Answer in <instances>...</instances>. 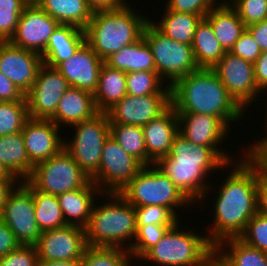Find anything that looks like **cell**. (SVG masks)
Returning a JSON list of instances; mask_svg holds the SVG:
<instances>
[{
    "label": "cell",
    "mask_w": 267,
    "mask_h": 266,
    "mask_svg": "<svg viewBox=\"0 0 267 266\" xmlns=\"http://www.w3.org/2000/svg\"><path fill=\"white\" fill-rule=\"evenodd\" d=\"M221 185L215 200L211 233L206 235L216 246L222 240L238 238L249 220L258 213L260 170L245 154Z\"/></svg>",
    "instance_id": "6da1fadb"
},
{
    "label": "cell",
    "mask_w": 267,
    "mask_h": 266,
    "mask_svg": "<svg viewBox=\"0 0 267 266\" xmlns=\"http://www.w3.org/2000/svg\"><path fill=\"white\" fill-rule=\"evenodd\" d=\"M218 148L194 145L178 133L168 155L159 158L154 164L167 175L192 205L196 200L203 202L202 198H206V191L210 189L205 179L209 172L223 166L227 168L229 164L234 165L232 156H228L224 148L223 151Z\"/></svg>",
    "instance_id": "7a4b0ae2"
},
{
    "label": "cell",
    "mask_w": 267,
    "mask_h": 266,
    "mask_svg": "<svg viewBox=\"0 0 267 266\" xmlns=\"http://www.w3.org/2000/svg\"><path fill=\"white\" fill-rule=\"evenodd\" d=\"M171 105L177 113H198L218 117L230 124L242 119L243 110L229 95L213 69L199 68L171 86Z\"/></svg>",
    "instance_id": "3957f363"
},
{
    "label": "cell",
    "mask_w": 267,
    "mask_h": 266,
    "mask_svg": "<svg viewBox=\"0 0 267 266\" xmlns=\"http://www.w3.org/2000/svg\"><path fill=\"white\" fill-rule=\"evenodd\" d=\"M130 7L127 5L119 10L93 12L84 30L86 43L102 61L143 37L150 18L139 15Z\"/></svg>",
    "instance_id": "277c9868"
},
{
    "label": "cell",
    "mask_w": 267,
    "mask_h": 266,
    "mask_svg": "<svg viewBox=\"0 0 267 266\" xmlns=\"http://www.w3.org/2000/svg\"><path fill=\"white\" fill-rule=\"evenodd\" d=\"M104 195L108 196L109 201L93 206L89 224L85 228L86 243L88 246L128 250L124 243L133 241L137 231L135 207L119 193H103L102 197Z\"/></svg>",
    "instance_id": "5b68a950"
},
{
    "label": "cell",
    "mask_w": 267,
    "mask_h": 266,
    "mask_svg": "<svg viewBox=\"0 0 267 266\" xmlns=\"http://www.w3.org/2000/svg\"><path fill=\"white\" fill-rule=\"evenodd\" d=\"M179 223L170 228L141 260L159 266H206L215 255V246L205 235L181 232Z\"/></svg>",
    "instance_id": "8992f818"
},
{
    "label": "cell",
    "mask_w": 267,
    "mask_h": 266,
    "mask_svg": "<svg viewBox=\"0 0 267 266\" xmlns=\"http://www.w3.org/2000/svg\"><path fill=\"white\" fill-rule=\"evenodd\" d=\"M149 166H144L120 191L119 194L128 203L134 207L161 205L175 214L174 208L185 207L191 203L155 164Z\"/></svg>",
    "instance_id": "52a82bcc"
},
{
    "label": "cell",
    "mask_w": 267,
    "mask_h": 266,
    "mask_svg": "<svg viewBox=\"0 0 267 266\" xmlns=\"http://www.w3.org/2000/svg\"><path fill=\"white\" fill-rule=\"evenodd\" d=\"M143 37L150 46L156 72L161 79L168 78L171 87L177 80L199 69L191 45L176 42L160 32L150 20Z\"/></svg>",
    "instance_id": "ba28073f"
},
{
    "label": "cell",
    "mask_w": 267,
    "mask_h": 266,
    "mask_svg": "<svg viewBox=\"0 0 267 266\" xmlns=\"http://www.w3.org/2000/svg\"><path fill=\"white\" fill-rule=\"evenodd\" d=\"M90 180L64 148L36 164L27 179L36 190L55 196L80 189Z\"/></svg>",
    "instance_id": "9c48e42d"
},
{
    "label": "cell",
    "mask_w": 267,
    "mask_h": 266,
    "mask_svg": "<svg viewBox=\"0 0 267 266\" xmlns=\"http://www.w3.org/2000/svg\"><path fill=\"white\" fill-rule=\"evenodd\" d=\"M72 126L75 128L73 140L64 142V149L91 178L99 170L103 146L110 136L108 115L99 112L93 118Z\"/></svg>",
    "instance_id": "30bf717a"
},
{
    "label": "cell",
    "mask_w": 267,
    "mask_h": 266,
    "mask_svg": "<svg viewBox=\"0 0 267 266\" xmlns=\"http://www.w3.org/2000/svg\"><path fill=\"white\" fill-rule=\"evenodd\" d=\"M143 167L109 136L103 146L99 170L90 179L101 193H120Z\"/></svg>",
    "instance_id": "8fae6325"
},
{
    "label": "cell",
    "mask_w": 267,
    "mask_h": 266,
    "mask_svg": "<svg viewBox=\"0 0 267 266\" xmlns=\"http://www.w3.org/2000/svg\"><path fill=\"white\" fill-rule=\"evenodd\" d=\"M15 189L9 194L0 218L20 245L35 246L41 231L35 218L33 195L22 182Z\"/></svg>",
    "instance_id": "7c38bea8"
},
{
    "label": "cell",
    "mask_w": 267,
    "mask_h": 266,
    "mask_svg": "<svg viewBox=\"0 0 267 266\" xmlns=\"http://www.w3.org/2000/svg\"><path fill=\"white\" fill-rule=\"evenodd\" d=\"M69 88L68 81L56 68L43 63L31 89L25 94L29 118L50 119Z\"/></svg>",
    "instance_id": "4fadbf2b"
},
{
    "label": "cell",
    "mask_w": 267,
    "mask_h": 266,
    "mask_svg": "<svg viewBox=\"0 0 267 266\" xmlns=\"http://www.w3.org/2000/svg\"><path fill=\"white\" fill-rule=\"evenodd\" d=\"M212 69L218 75L229 95L243 110L259 95L260 91L255 82L252 62L226 52Z\"/></svg>",
    "instance_id": "5bb4252c"
},
{
    "label": "cell",
    "mask_w": 267,
    "mask_h": 266,
    "mask_svg": "<svg viewBox=\"0 0 267 266\" xmlns=\"http://www.w3.org/2000/svg\"><path fill=\"white\" fill-rule=\"evenodd\" d=\"M35 246L39 261H81L88 246L85 228L67 225L41 232Z\"/></svg>",
    "instance_id": "9a60e30c"
},
{
    "label": "cell",
    "mask_w": 267,
    "mask_h": 266,
    "mask_svg": "<svg viewBox=\"0 0 267 266\" xmlns=\"http://www.w3.org/2000/svg\"><path fill=\"white\" fill-rule=\"evenodd\" d=\"M59 22L43 11L38 5H27L9 42L40 55Z\"/></svg>",
    "instance_id": "2e32d148"
},
{
    "label": "cell",
    "mask_w": 267,
    "mask_h": 266,
    "mask_svg": "<svg viewBox=\"0 0 267 266\" xmlns=\"http://www.w3.org/2000/svg\"><path fill=\"white\" fill-rule=\"evenodd\" d=\"M171 105V95H143L134 97L126 94L106 113L110 123L143 127L161 115Z\"/></svg>",
    "instance_id": "e0dca14e"
},
{
    "label": "cell",
    "mask_w": 267,
    "mask_h": 266,
    "mask_svg": "<svg viewBox=\"0 0 267 266\" xmlns=\"http://www.w3.org/2000/svg\"><path fill=\"white\" fill-rule=\"evenodd\" d=\"M42 64L39 53L0 41V72L24 94L31 89Z\"/></svg>",
    "instance_id": "ac0fdd59"
},
{
    "label": "cell",
    "mask_w": 267,
    "mask_h": 266,
    "mask_svg": "<svg viewBox=\"0 0 267 266\" xmlns=\"http://www.w3.org/2000/svg\"><path fill=\"white\" fill-rule=\"evenodd\" d=\"M58 128L50 119L29 118L24 124L21 133L27 156L34 166L48 160L64 148V141L58 135Z\"/></svg>",
    "instance_id": "d6986e66"
},
{
    "label": "cell",
    "mask_w": 267,
    "mask_h": 266,
    "mask_svg": "<svg viewBox=\"0 0 267 266\" xmlns=\"http://www.w3.org/2000/svg\"><path fill=\"white\" fill-rule=\"evenodd\" d=\"M103 63L104 61L85 42L71 58L60 63L56 69L68 81L70 87L94 93Z\"/></svg>",
    "instance_id": "ffe728a7"
},
{
    "label": "cell",
    "mask_w": 267,
    "mask_h": 266,
    "mask_svg": "<svg viewBox=\"0 0 267 266\" xmlns=\"http://www.w3.org/2000/svg\"><path fill=\"white\" fill-rule=\"evenodd\" d=\"M177 116L179 133L194 145L220 146L229 132V128L213 115L177 113Z\"/></svg>",
    "instance_id": "44dd1931"
},
{
    "label": "cell",
    "mask_w": 267,
    "mask_h": 266,
    "mask_svg": "<svg viewBox=\"0 0 267 266\" xmlns=\"http://www.w3.org/2000/svg\"><path fill=\"white\" fill-rule=\"evenodd\" d=\"M148 157L155 163L167 156L179 133L177 112L170 105L161 115L142 127Z\"/></svg>",
    "instance_id": "7402d4cb"
},
{
    "label": "cell",
    "mask_w": 267,
    "mask_h": 266,
    "mask_svg": "<svg viewBox=\"0 0 267 266\" xmlns=\"http://www.w3.org/2000/svg\"><path fill=\"white\" fill-rule=\"evenodd\" d=\"M93 93L70 87L61 97L55 114L50 118L58 127L71 126L98 114ZM61 123V124H60Z\"/></svg>",
    "instance_id": "603a6c76"
},
{
    "label": "cell",
    "mask_w": 267,
    "mask_h": 266,
    "mask_svg": "<svg viewBox=\"0 0 267 266\" xmlns=\"http://www.w3.org/2000/svg\"><path fill=\"white\" fill-rule=\"evenodd\" d=\"M99 191V192H98ZM103 194L93 181L84 187L57 195L63 218L67 225L86 228L89 224L94 196ZM68 217V218H67Z\"/></svg>",
    "instance_id": "cb8c5ba5"
},
{
    "label": "cell",
    "mask_w": 267,
    "mask_h": 266,
    "mask_svg": "<svg viewBox=\"0 0 267 266\" xmlns=\"http://www.w3.org/2000/svg\"><path fill=\"white\" fill-rule=\"evenodd\" d=\"M85 42L84 30L73 25L59 24L41 54L43 63L56 68L60 63L71 58Z\"/></svg>",
    "instance_id": "d4e9b609"
},
{
    "label": "cell",
    "mask_w": 267,
    "mask_h": 266,
    "mask_svg": "<svg viewBox=\"0 0 267 266\" xmlns=\"http://www.w3.org/2000/svg\"><path fill=\"white\" fill-rule=\"evenodd\" d=\"M204 18L211 24L215 37L226 52L246 30V25L227 0L215 5Z\"/></svg>",
    "instance_id": "484cf974"
},
{
    "label": "cell",
    "mask_w": 267,
    "mask_h": 266,
    "mask_svg": "<svg viewBox=\"0 0 267 266\" xmlns=\"http://www.w3.org/2000/svg\"><path fill=\"white\" fill-rule=\"evenodd\" d=\"M127 73L103 63L96 91L93 93L98 112L106 113L127 94Z\"/></svg>",
    "instance_id": "4316f807"
},
{
    "label": "cell",
    "mask_w": 267,
    "mask_h": 266,
    "mask_svg": "<svg viewBox=\"0 0 267 266\" xmlns=\"http://www.w3.org/2000/svg\"><path fill=\"white\" fill-rule=\"evenodd\" d=\"M0 161L20 182L26 181L31 175L34 165L27 156L21 131L0 136Z\"/></svg>",
    "instance_id": "83f0119b"
},
{
    "label": "cell",
    "mask_w": 267,
    "mask_h": 266,
    "mask_svg": "<svg viewBox=\"0 0 267 266\" xmlns=\"http://www.w3.org/2000/svg\"><path fill=\"white\" fill-rule=\"evenodd\" d=\"M104 63L125 73L156 71L151 48L144 37L112 54Z\"/></svg>",
    "instance_id": "f1b7e54d"
},
{
    "label": "cell",
    "mask_w": 267,
    "mask_h": 266,
    "mask_svg": "<svg viewBox=\"0 0 267 266\" xmlns=\"http://www.w3.org/2000/svg\"><path fill=\"white\" fill-rule=\"evenodd\" d=\"M191 46L199 68L212 69L226 53L205 18L197 24Z\"/></svg>",
    "instance_id": "f546056e"
},
{
    "label": "cell",
    "mask_w": 267,
    "mask_h": 266,
    "mask_svg": "<svg viewBox=\"0 0 267 266\" xmlns=\"http://www.w3.org/2000/svg\"><path fill=\"white\" fill-rule=\"evenodd\" d=\"M38 6L59 24L73 25L82 30L93 14L86 0H42Z\"/></svg>",
    "instance_id": "4dcf8cb0"
},
{
    "label": "cell",
    "mask_w": 267,
    "mask_h": 266,
    "mask_svg": "<svg viewBox=\"0 0 267 266\" xmlns=\"http://www.w3.org/2000/svg\"><path fill=\"white\" fill-rule=\"evenodd\" d=\"M224 245L229 248L228 252ZM215 256L225 266H267V253L247 245L239 238L219 242L215 246Z\"/></svg>",
    "instance_id": "1f68e13d"
},
{
    "label": "cell",
    "mask_w": 267,
    "mask_h": 266,
    "mask_svg": "<svg viewBox=\"0 0 267 266\" xmlns=\"http://www.w3.org/2000/svg\"><path fill=\"white\" fill-rule=\"evenodd\" d=\"M203 17L196 14L179 13L166 9L162 20L152 24L172 40L191 45L197 24Z\"/></svg>",
    "instance_id": "d6a6232c"
},
{
    "label": "cell",
    "mask_w": 267,
    "mask_h": 266,
    "mask_svg": "<svg viewBox=\"0 0 267 266\" xmlns=\"http://www.w3.org/2000/svg\"><path fill=\"white\" fill-rule=\"evenodd\" d=\"M21 182L33 195L35 218L41 232L67 226L57 196L36 190L27 180Z\"/></svg>",
    "instance_id": "836d02e7"
},
{
    "label": "cell",
    "mask_w": 267,
    "mask_h": 266,
    "mask_svg": "<svg viewBox=\"0 0 267 266\" xmlns=\"http://www.w3.org/2000/svg\"><path fill=\"white\" fill-rule=\"evenodd\" d=\"M110 136L130 155L144 166L154 162L148 157L141 126L110 123Z\"/></svg>",
    "instance_id": "e575fe53"
},
{
    "label": "cell",
    "mask_w": 267,
    "mask_h": 266,
    "mask_svg": "<svg viewBox=\"0 0 267 266\" xmlns=\"http://www.w3.org/2000/svg\"><path fill=\"white\" fill-rule=\"evenodd\" d=\"M162 81V82H161ZM127 94L138 97L143 95H171V87L162 83L156 71H136L127 73Z\"/></svg>",
    "instance_id": "d590c367"
},
{
    "label": "cell",
    "mask_w": 267,
    "mask_h": 266,
    "mask_svg": "<svg viewBox=\"0 0 267 266\" xmlns=\"http://www.w3.org/2000/svg\"><path fill=\"white\" fill-rule=\"evenodd\" d=\"M131 258L130 252L123 248L87 246L80 266H131Z\"/></svg>",
    "instance_id": "8d00e7d4"
},
{
    "label": "cell",
    "mask_w": 267,
    "mask_h": 266,
    "mask_svg": "<svg viewBox=\"0 0 267 266\" xmlns=\"http://www.w3.org/2000/svg\"><path fill=\"white\" fill-rule=\"evenodd\" d=\"M28 119L27 101H0V136L22 131Z\"/></svg>",
    "instance_id": "74e56055"
},
{
    "label": "cell",
    "mask_w": 267,
    "mask_h": 266,
    "mask_svg": "<svg viewBox=\"0 0 267 266\" xmlns=\"http://www.w3.org/2000/svg\"><path fill=\"white\" fill-rule=\"evenodd\" d=\"M174 226L146 225L137 226L134 242L127 243L132 259H140L154 247L167 231Z\"/></svg>",
    "instance_id": "f35d334b"
},
{
    "label": "cell",
    "mask_w": 267,
    "mask_h": 266,
    "mask_svg": "<svg viewBox=\"0 0 267 266\" xmlns=\"http://www.w3.org/2000/svg\"><path fill=\"white\" fill-rule=\"evenodd\" d=\"M26 6L24 0H0V41H9L13 36Z\"/></svg>",
    "instance_id": "ab89813d"
},
{
    "label": "cell",
    "mask_w": 267,
    "mask_h": 266,
    "mask_svg": "<svg viewBox=\"0 0 267 266\" xmlns=\"http://www.w3.org/2000/svg\"><path fill=\"white\" fill-rule=\"evenodd\" d=\"M136 225L175 226L179 221L176 214L169 208L157 205L135 207Z\"/></svg>",
    "instance_id": "60d3db41"
},
{
    "label": "cell",
    "mask_w": 267,
    "mask_h": 266,
    "mask_svg": "<svg viewBox=\"0 0 267 266\" xmlns=\"http://www.w3.org/2000/svg\"><path fill=\"white\" fill-rule=\"evenodd\" d=\"M247 245L267 253V216L257 213L238 237Z\"/></svg>",
    "instance_id": "b9f144b4"
},
{
    "label": "cell",
    "mask_w": 267,
    "mask_h": 266,
    "mask_svg": "<svg viewBox=\"0 0 267 266\" xmlns=\"http://www.w3.org/2000/svg\"><path fill=\"white\" fill-rule=\"evenodd\" d=\"M229 2L246 26L267 19V0H230Z\"/></svg>",
    "instance_id": "7bdbcfd3"
},
{
    "label": "cell",
    "mask_w": 267,
    "mask_h": 266,
    "mask_svg": "<svg viewBox=\"0 0 267 266\" xmlns=\"http://www.w3.org/2000/svg\"><path fill=\"white\" fill-rule=\"evenodd\" d=\"M38 262V251L33 245H19L0 257V266H38Z\"/></svg>",
    "instance_id": "ee69618b"
},
{
    "label": "cell",
    "mask_w": 267,
    "mask_h": 266,
    "mask_svg": "<svg viewBox=\"0 0 267 266\" xmlns=\"http://www.w3.org/2000/svg\"><path fill=\"white\" fill-rule=\"evenodd\" d=\"M217 0H168L165 9L179 13L200 15L203 18L218 4Z\"/></svg>",
    "instance_id": "f6af8a7d"
},
{
    "label": "cell",
    "mask_w": 267,
    "mask_h": 266,
    "mask_svg": "<svg viewBox=\"0 0 267 266\" xmlns=\"http://www.w3.org/2000/svg\"><path fill=\"white\" fill-rule=\"evenodd\" d=\"M231 54L254 63L262 51L251 33L246 29L229 51Z\"/></svg>",
    "instance_id": "bcb514c9"
},
{
    "label": "cell",
    "mask_w": 267,
    "mask_h": 266,
    "mask_svg": "<svg viewBox=\"0 0 267 266\" xmlns=\"http://www.w3.org/2000/svg\"><path fill=\"white\" fill-rule=\"evenodd\" d=\"M246 154L259 168L261 176L267 180V137L258 140V143H254L248 150L245 149Z\"/></svg>",
    "instance_id": "7dc6e473"
},
{
    "label": "cell",
    "mask_w": 267,
    "mask_h": 266,
    "mask_svg": "<svg viewBox=\"0 0 267 266\" xmlns=\"http://www.w3.org/2000/svg\"><path fill=\"white\" fill-rule=\"evenodd\" d=\"M0 101H26L25 94L0 72Z\"/></svg>",
    "instance_id": "c3c4849f"
},
{
    "label": "cell",
    "mask_w": 267,
    "mask_h": 266,
    "mask_svg": "<svg viewBox=\"0 0 267 266\" xmlns=\"http://www.w3.org/2000/svg\"><path fill=\"white\" fill-rule=\"evenodd\" d=\"M20 244L15 239L14 233L0 218V257L7 255Z\"/></svg>",
    "instance_id": "681fc988"
},
{
    "label": "cell",
    "mask_w": 267,
    "mask_h": 266,
    "mask_svg": "<svg viewBox=\"0 0 267 266\" xmlns=\"http://www.w3.org/2000/svg\"><path fill=\"white\" fill-rule=\"evenodd\" d=\"M254 64V77L258 89L261 92L265 90L267 93V50L263 51Z\"/></svg>",
    "instance_id": "f907efd6"
},
{
    "label": "cell",
    "mask_w": 267,
    "mask_h": 266,
    "mask_svg": "<svg viewBox=\"0 0 267 266\" xmlns=\"http://www.w3.org/2000/svg\"><path fill=\"white\" fill-rule=\"evenodd\" d=\"M252 37L259 45L261 51L267 50V19L246 26Z\"/></svg>",
    "instance_id": "816d5d0a"
},
{
    "label": "cell",
    "mask_w": 267,
    "mask_h": 266,
    "mask_svg": "<svg viewBox=\"0 0 267 266\" xmlns=\"http://www.w3.org/2000/svg\"><path fill=\"white\" fill-rule=\"evenodd\" d=\"M86 2L93 12L119 10L128 5L125 0H86Z\"/></svg>",
    "instance_id": "f5cc1de1"
},
{
    "label": "cell",
    "mask_w": 267,
    "mask_h": 266,
    "mask_svg": "<svg viewBox=\"0 0 267 266\" xmlns=\"http://www.w3.org/2000/svg\"><path fill=\"white\" fill-rule=\"evenodd\" d=\"M18 182L20 181L17 178H0V215L9 194L15 189V186L18 185Z\"/></svg>",
    "instance_id": "db71d44e"
},
{
    "label": "cell",
    "mask_w": 267,
    "mask_h": 266,
    "mask_svg": "<svg viewBox=\"0 0 267 266\" xmlns=\"http://www.w3.org/2000/svg\"><path fill=\"white\" fill-rule=\"evenodd\" d=\"M258 213L267 216V180L260 173L258 184Z\"/></svg>",
    "instance_id": "11a10c76"
},
{
    "label": "cell",
    "mask_w": 267,
    "mask_h": 266,
    "mask_svg": "<svg viewBox=\"0 0 267 266\" xmlns=\"http://www.w3.org/2000/svg\"><path fill=\"white\" fill-rule=\"evenodd\" d=\"M38 266H80V261H39Z\"/></svg>",
    "instance_id": "9f6ffc18"
},
{
    "label": "cell",
    "mask_w": 267,
    "mask_h": 266,
    "mask_svg": "<svg viewBox=\"0 0 267 266\" xmlns=\"http://www.w3.org/2000/svg\"><path fill=\"white\" fill-rule=\"evenodd\" d=\"M0 178H16L15 176L11 175L5 167L2 165L0 161Z\"/></svg>",
    "instance_id": "6f0895ef"
},
{
    "label": "cell",
    "mask_w": 267,
    "mask_h": 266,
    "mask_svg": "<svg viewBox=\"0 0 267 266\" xmlns=\"http://www.w3.org/2000/svg\"><path fill=\"white\" fill-rule=\"evenodd\" d=\"M206 266H225L215 255L208 261Z\"/></svg>",
    "instance_id": "680465c9"
},
{
    "label": "cell",
    "mask_w": 267,
    "mask_h": 266,
    "mask_svg": "<svg viewBox=\"0 0 267 266\" xmlns=\"http://www.w3.org/2000/svg\"><path fill=\"white\" fill-rule=\"evenodd\" d=\"M27 5H39L42 0H24Z\"/></svg>",
    "instance_id": "91938a15"
}]
</instances>
